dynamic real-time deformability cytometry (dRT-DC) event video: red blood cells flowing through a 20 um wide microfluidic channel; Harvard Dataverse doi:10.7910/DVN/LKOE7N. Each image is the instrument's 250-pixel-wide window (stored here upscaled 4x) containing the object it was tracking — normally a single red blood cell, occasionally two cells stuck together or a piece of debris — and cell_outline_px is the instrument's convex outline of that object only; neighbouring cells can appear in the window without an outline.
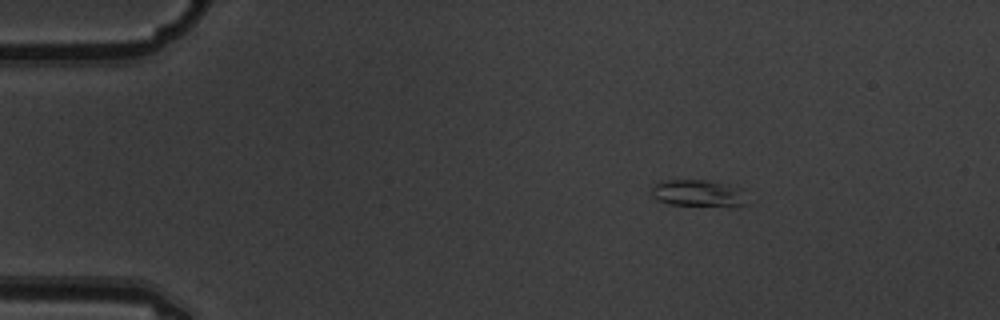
{"species": "common noctule bat (a hibernating species)", "species_latin": "Nyctalus noctula", "temperature_condition": "warm", "stored_images_in_passage": 5, "camera_frame_rate_fps": 3000, "um_per_image_px": 0.085, "animal": {"sex": "male", "body_mass_g": 19.5, "forearm_length_mm": 54.6}, "frame": {"image": 1, "passage_image": 1, "time_ms": 0.0, "image_size_px": [1000, 320], "cell_outline_px": [[744, 204], [736, 208], [728, 208], [668, 204], [656, 200], [652, 196], [652, 184], [668, 180], [708, 180], [740, 188]], "centroid_in_image_um": [59.3, 16.46], "position_along_channel_um": 25.7, "area_um2": 15.2}}
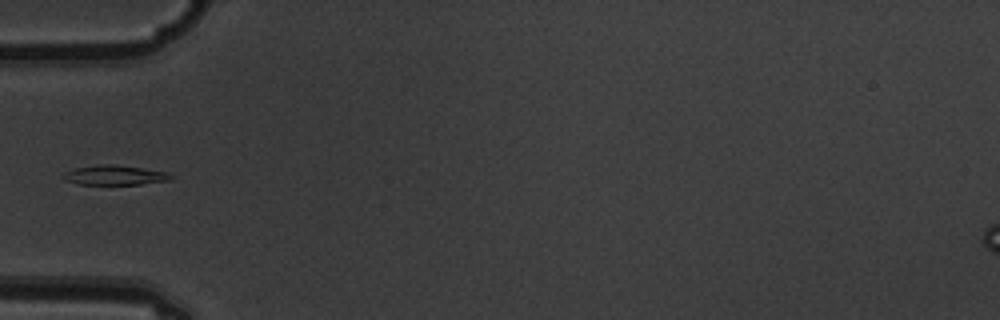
{"frame": {"image": 2, "passage_image": 4, "time_ms": 1.0, "image_size_px": [1000, 320], "cell_outline_px": [[172, 180], [140, 184], [76, 184], [64, 180], [60, 176], [64, 172], [76, 168], [96, 164], [112, 164], [168, 172], [172, 176]], "centroid_in_image_um": [9.7, 14.89], "position_along_channel_um": 75.3, "area_um2": 12.37}}
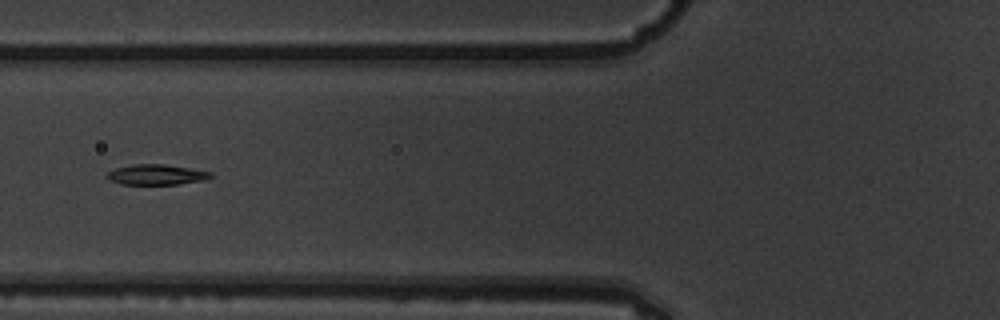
{"frame": {"image": 3, "passage_image": 5, "time_ms": 1.333, "image_size_px": [1000, 320], "cell_outline_px": [[212, 176], [204, 180], [176, 184], [120, 184], [108, 180], [104, 176], [108, 172], [116, 168], [132, 164], [164, 164], [212, 172]], "centroid_in_image_um": [13.23, 14.84], "position_along_channel_um": 112.6, "area_um2": 12.25}}